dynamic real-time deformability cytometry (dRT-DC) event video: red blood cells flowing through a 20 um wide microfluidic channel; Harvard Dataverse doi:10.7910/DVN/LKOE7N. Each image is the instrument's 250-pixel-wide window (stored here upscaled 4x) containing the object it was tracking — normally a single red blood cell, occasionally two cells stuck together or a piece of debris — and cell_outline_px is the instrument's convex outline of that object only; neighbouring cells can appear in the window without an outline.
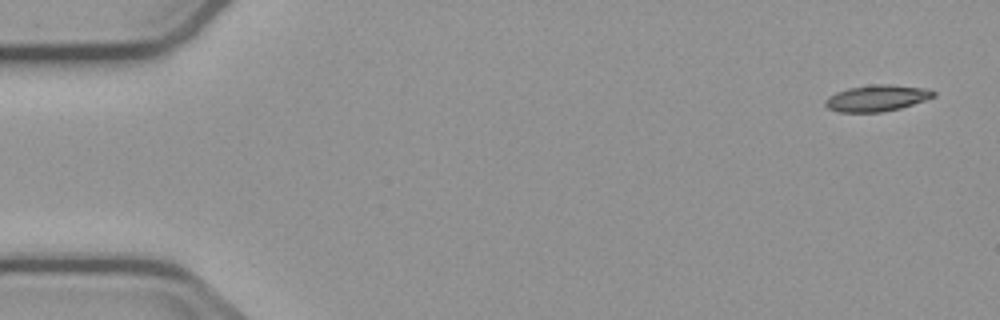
{"species": "common noctule bat (a hibernating species)", "species_latin": "Nyctalus noctula", "temperature_condition": "cold", "stored_images_in_passage": 3, "camera_frame_rate_fps": 3000, "um_per_image_px": 0.085, "animal": {"sex": "male", "body_mass_g": 23.1, "forearm_length_mm": 52.7}, "frame": {"image": 1, "passage_image": 1, "time_ms": 0.0, "image_size_px": [1000, 320], "cell_outline_px": [[936, 96], [900, 108], [880, 112], [840, 112], [828, 108], [824, 104], [824, 100], [828, 96], [836, 92], [848, 88], [872, 84], [888, 84], [924, 88], [936, 92]], "centroid_in_image_um": [74.5, 8.33], "position_along_channel_um": 10.5, "area_um2": 16.53}}